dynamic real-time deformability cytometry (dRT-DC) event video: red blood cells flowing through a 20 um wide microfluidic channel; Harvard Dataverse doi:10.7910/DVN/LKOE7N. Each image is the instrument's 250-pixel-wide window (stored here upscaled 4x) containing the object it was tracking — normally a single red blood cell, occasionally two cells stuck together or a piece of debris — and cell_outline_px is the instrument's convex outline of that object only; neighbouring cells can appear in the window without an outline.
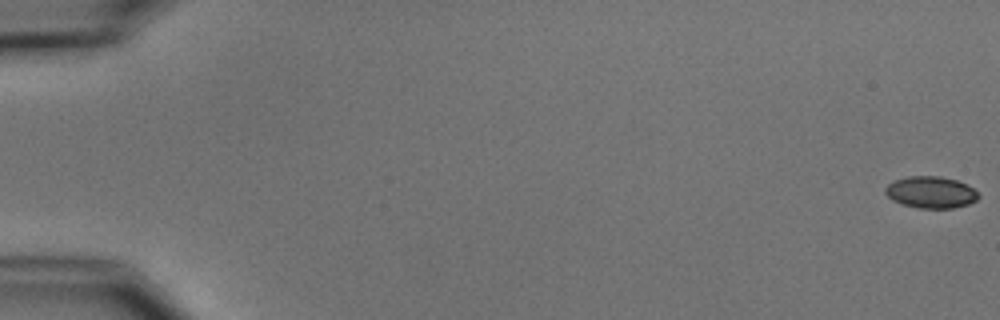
{"species": "common noctule bat (a hibernating species)", "species_latin": "Nyctalus noctula", "temperature_condition": "cold", "stored_images_in_passage": 5, "camera_frame_rate_fps": 3000, "um_per_image_px": 0.085, "animal": {"sex": "male", "body_mass_g": 15.6}, "frame": {"image": 1, "passage_image": 1, "time_ms": 0.0, "image_size_px": [1000, 320], "cell_outline_px": [[980, 196], [976, 200], [968, 204], [952, 208], [920, 208], [904, 204], [892, 200], [884, 192], [884, 188], [892, 180], [908, 176], [940, 176], [956, 180], [972, 188]], "centroid_in_image_um": [79.08, 16.33], "position_along_channel_um": 5.9, "area_um2": 17.11}}
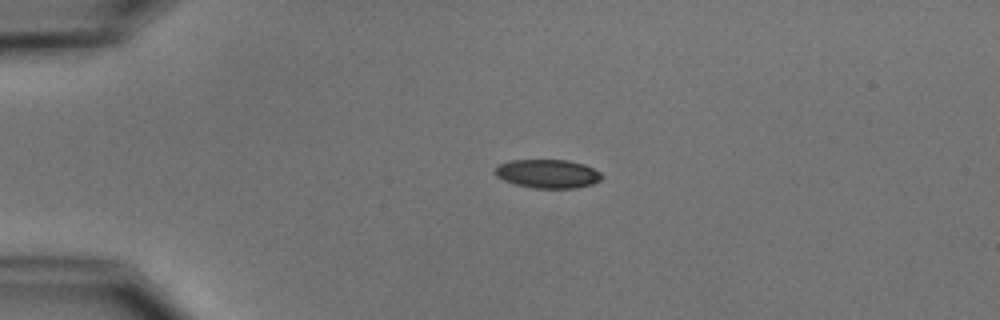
{"frame": {"image": 2, "passage_image": 4, "time_ms": 4.333, "image_size_px": [1000, 320], "cell_outline_px": [[604, 176], [600, 180], [592, 184], [576, 188], [536, 188], [516, 184], [504, 180], [496, 176], [492, 172], [492, 168], [496, 164], [508, 160], [568, 160], [584, 164], [600, 172]], "centroid_in_image_um": [46.5, 14.75], "position_along_channel_um": 38.5, "area_um2": 18.09}}